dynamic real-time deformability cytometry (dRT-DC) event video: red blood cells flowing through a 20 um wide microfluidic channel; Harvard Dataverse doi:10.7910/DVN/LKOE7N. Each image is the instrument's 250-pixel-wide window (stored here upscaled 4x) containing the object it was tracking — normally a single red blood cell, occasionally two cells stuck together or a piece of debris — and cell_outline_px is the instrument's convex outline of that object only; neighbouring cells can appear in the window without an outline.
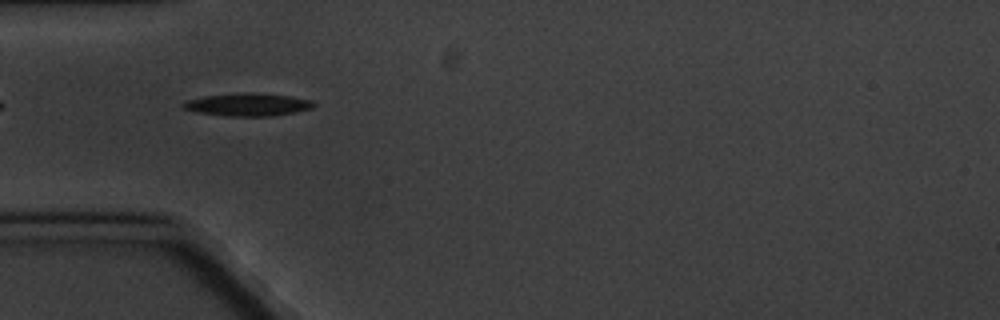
{"species": "common noctule bat (a hibernating species)", "species_latin": "Nyctalus noctula", "temperature_condition": "cold", "stored_images_in_passage": 5, "camera_frame_rate_fps": 3000, "um_per_image_px": 0.085, "animal": {"sex": "male", "body_mass_g": 20.1, "forearm_length_mm": 53.5}, "frame": {"image": 1, "passage_image": 4, "time_ms": 4.333, "image_size_px": [1000, 320], "cell_outline_px": [[316, 104], [312, 108], [272, 116], [224, 116], [196, 112], [184, 108], [180, 104], [188, 100], [204, 96], [236, 92], [252, 92], [288, 96], [312, 100]], "centroid_in_image_um": [21.03, 8.88], "position_along_channel_um": 64.0, "area_um2": 17.34}}